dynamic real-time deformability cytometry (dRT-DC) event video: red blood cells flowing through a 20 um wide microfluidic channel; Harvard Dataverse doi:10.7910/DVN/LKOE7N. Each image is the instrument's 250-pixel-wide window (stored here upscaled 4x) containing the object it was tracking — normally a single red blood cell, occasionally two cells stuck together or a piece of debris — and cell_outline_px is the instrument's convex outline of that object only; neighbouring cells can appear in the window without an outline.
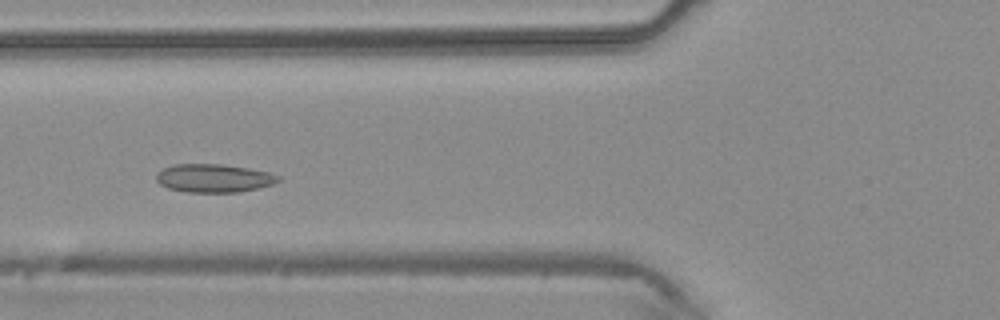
{"species": "common noctule bat (a hibernating species)", "species_latin": "Nyctalus noctula", "temperature_condition": "warm", "stored_images_in_passage": 30, "camera_frame_rate_fps": 3000, "um_per_image_px": 0.085, "animal": {"sex": "male", "body_mass_g": 20.4}, "frame": {"image": 1, "passage_image": 6, "time_ms": 1.667, "image_size_px": [1000, 320], "cell_outline_px": [[280, 180], [272, 184], [256, 188], [236, 192], [188, 192], [168, 188], [160, 184], [156, 180], [156, 172], [164, 168], [176, 164], [224, 164], [248, 168], [268, 172], [280, 176]], "centroid_in_image_um": [18.15, 15.13], "position_along_channel_um": 107.7, "area_um2": 20.0}}
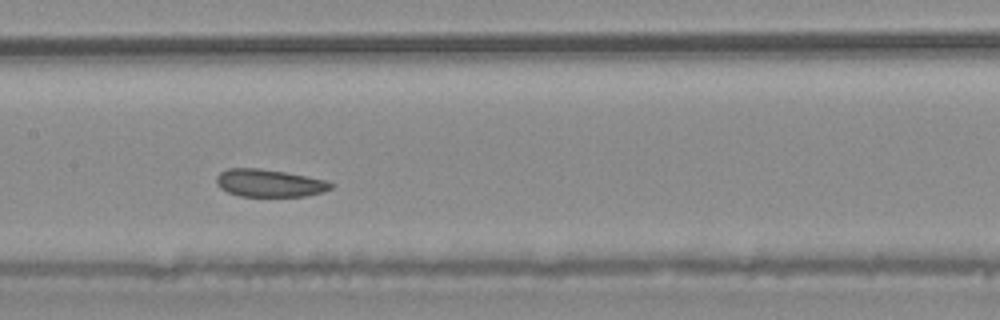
{"frame": {"image": 2, "passage_image": 11, "time_ms": 3.333, "image_size_px": [1000, 320], "cell_outline_px": [[332, 188], [324, 192], [304, 196], [240, 196], [228, 192], [220, 188], [216, 184], [216, 176], [220, 172], [228, 168], [260, 168], [284, 172], [328, 180], [332, 184]], "centroid_in_image_um": [22.88, 15.56], "position_along_channel_um": 184.5, "area_um2": 18.44}}
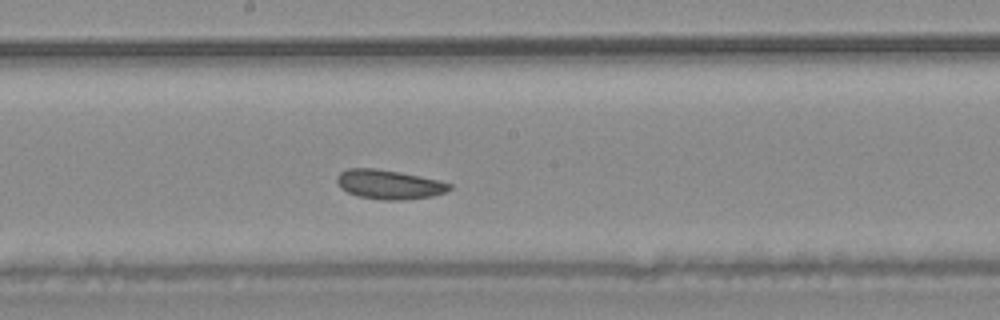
{"frame": {"image": 3, "passage_image": 13, "time_ms": 4.0, "image_size_px": [1000, 320], "cell_outline_px": [[452, 188], [444, 192], [432, 196], [400, 200], [384, 200], [356, 196], [340, 188], [336, 180], [336, 176], [340, 172], [348, 168], [376, 168], [400, 172], [420, 176], [452, 184]], "centroid_in_image_um": [33.02, 15.67], "position_along_channel_um": 215.2, "area_um2": 19.19}}